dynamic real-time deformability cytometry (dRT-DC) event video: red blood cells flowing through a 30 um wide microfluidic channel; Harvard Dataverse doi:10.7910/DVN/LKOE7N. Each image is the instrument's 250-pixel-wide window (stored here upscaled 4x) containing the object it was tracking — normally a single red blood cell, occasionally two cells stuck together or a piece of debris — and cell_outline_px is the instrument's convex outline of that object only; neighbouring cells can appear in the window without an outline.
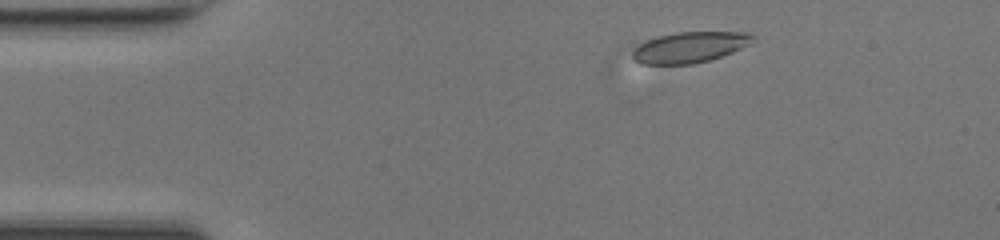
{"species": "common noctule bat (a hibernating species)", "species_latin": "Nyctalus noctula", "temperature_condition": "room temperature", "stored_images_in_passage": 42, "camera_frame_rate_fps": 3000, "um_per_image_px": 0.085, "animal": {"sex": "female", "body_mass_g": 17.0, "forearm_length_mm": 48.0}, "frame": {"image": 1, "passage_image": 1, "time_ms": 0.0, "image_size_px": [1000, 240], "cell_outline_px": [[756, 36], [752, 44], [732, 52], [708, 60], [692, 64], [644, 64], [636, 60], [620, 48], [620, 44], [656, 36], [676, 32], [752, 32]], "centroid_in_image_um": [58.36, 3.99], "position_along_channel_um": 26.6, "area_um2": 23.12}}
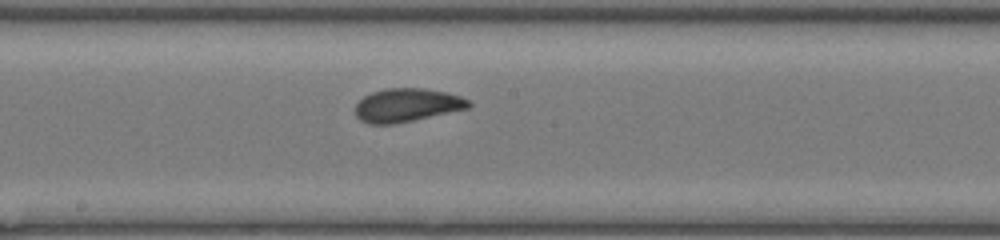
{"frame": {"image": 2, "passage_image": 19, "time_ms": 6.0, "image_size_px": [1000, 240], "cell_outline_px": [[472, 104], [468, 108], [396, 124], [368, 124], [360, 120], [356, 116], [356, 104], [364, 96], [372, 92], [388, 88], [424, 88], [444, 92], [460, 96], [468, 100]], "centroid_in_image_um": [34.57, 8.94], "position_along_channel_um": 213.6, "area_um2": 21.96}}
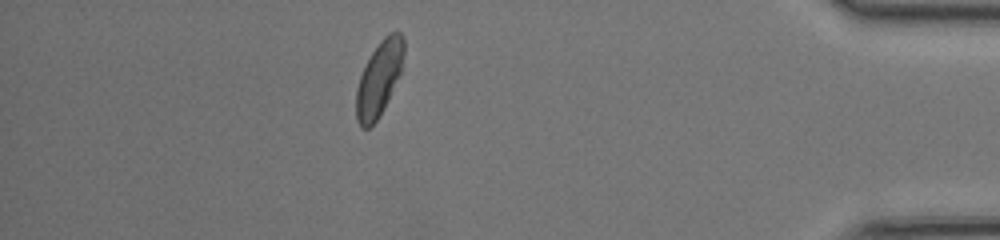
{"frame": {"image": 3, "passage_image": 36, "time_ms": 11.667, "image_size_px": [1000, 240], "cell_outline_px": [[404, 52], [400, 72], [384, 108], [376, 120], [368, 128], [360, 128], [356, 120], [356, 88], [360, 76], [372, 52], [380, 40], [388, 32], [400, 32], [404, 36]], "centroid_in_image_um": [32.21, 6.67], "position_along_channel_um": 403.0, "area_um2": 20.52}, "authors_computed_cell_mechanics": {"area_um2": 21.8484, "velocity_mm_per_s": 4.2065, "shape_relaxation_time_tau1_ms": 3.4029, "shape_relaxation_time_tau2_ms": 0.8941, "deformation_change_tau1": 0.1271, "deformation_change_tau2": 0.0615}}